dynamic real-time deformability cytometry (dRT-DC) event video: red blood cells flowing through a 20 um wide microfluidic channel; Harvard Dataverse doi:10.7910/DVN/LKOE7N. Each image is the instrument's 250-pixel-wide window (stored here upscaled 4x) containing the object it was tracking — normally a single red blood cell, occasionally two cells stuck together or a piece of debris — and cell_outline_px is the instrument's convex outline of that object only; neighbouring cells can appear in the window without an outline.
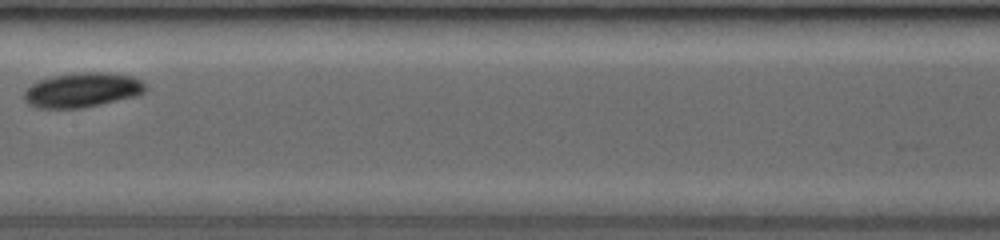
{"species": "common noctule bat (a hibernating species)", "species_latin": "Nyctalus noctula", "temperature_condition": "room temperature", "stored_images_in_passage": 13, "camera_frame_rate_fps": 3000, "um_per_image_px": 0.085, "animal": {"sex": "female", "body_mass_g": 19.0, "forearm_length_mm": 53.3}, "frame": {"image": 1, "passage_image": 8, "time_ms": 4.333, "image_size_px": [1000, 240], "cell_outline_px": [[148, 88], [144, 92], [136, 96], [84, 108], [36, 108], [28, 104], [24, 100], [24, 92], [32, 84], [40, 80], [52, 76], [76, 72], [108, 72], [132, 76], [144, 80]], "centroid_in_image_um": [7.04, 7.64], "position_along_channel_um": 200.4, "area_um2": 24.8}}